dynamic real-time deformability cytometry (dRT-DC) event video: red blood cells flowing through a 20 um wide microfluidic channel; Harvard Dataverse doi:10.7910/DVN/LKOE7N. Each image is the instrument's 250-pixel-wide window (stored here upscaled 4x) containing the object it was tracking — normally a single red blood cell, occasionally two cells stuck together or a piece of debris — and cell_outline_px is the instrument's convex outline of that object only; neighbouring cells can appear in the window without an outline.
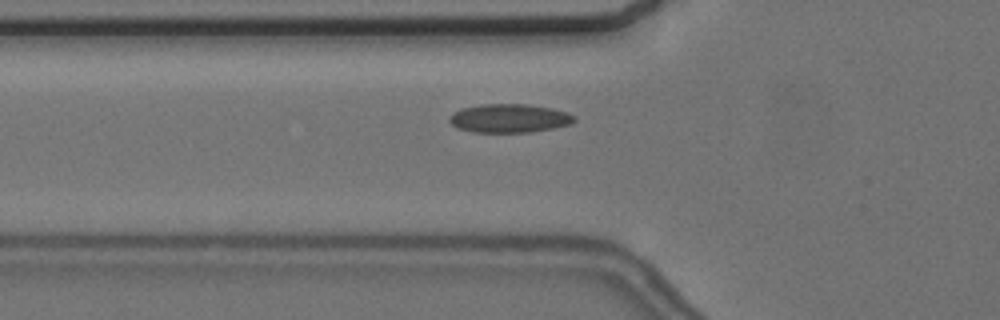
{"species": "common noctule bat (a hibernating species)", "species_latin": "Nyctalus noctula", "temperature_condition": "cold", "stored_images_in_passage": 37, "camera_frame_rate_fps": 3000, "um_per_image_px": 0.085, "animal": {"sex": "female", "body_mass_g": 24.6, "forearm_length_mm": 56.2}, "frame": {"image": 1, "passage_image": 3, "time_ms": 0.667, "image_size_px": [1000, 320], "cell_outline_px": [[576, 120], [568, 124], [552, 128], [528, 132], [472, 132], [456, 128], [448, 120], [448, 116], [452, 112], [460, 108], [480, 104], [528, 104], [552, 108], [568, 112], [576, 116]], "centroid_in_image_um": [43.24, 10.04], "position_along_channel_um": 82.6, "area_um2": 21.04}}
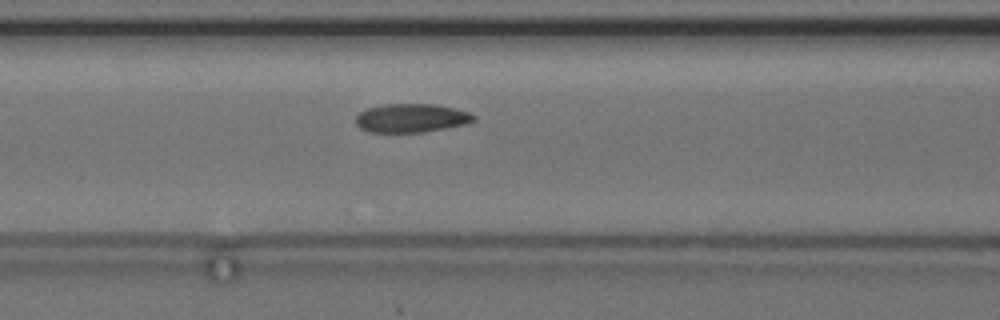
{"frame": {"image": 2, "passage_image": 7, "time_ms": 2.0, "image_size_px": [1000, 320], "cell_outline_px": [[476, 120], [464, 124], [448, 128], [424, 132], [368, 132], [360, 128], [356, 124], [356, 116], [360, 112], [368, 108], [384, 104], [436, 104], [468, 112], [476, 116]], "centroid_in_image_um": [34.96, 10.04], "position_along_channel_um": 131.6, "area_um2": 19.71}}
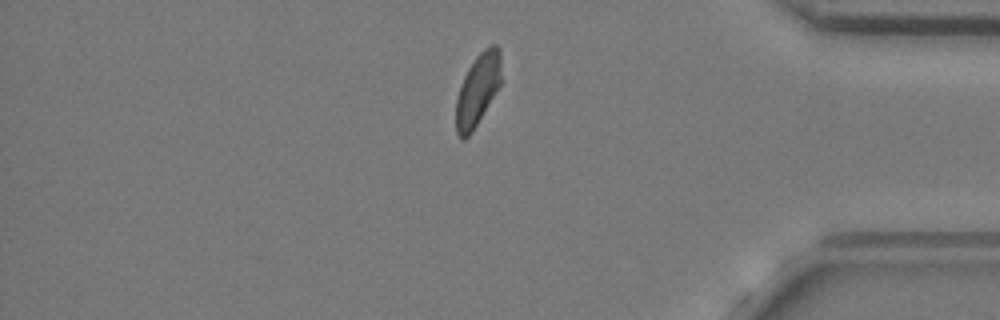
{"frame": {"image": 3, "passage_image": 31, "time_ms": 10.0, "image_size_px": [1000, 320], "cell_outline_px": [[500, 84], [472, 132], [464, 140], [460, 140], [456, 132], [456, 100], [464, 76], [468, 68], [476, 56], [488, 44], [496, 44], [500, 48]], "centroid_in_image_um": [40.59, 7.61], "position_along_channel_um": 394.6, "area_um2": 18.73}}